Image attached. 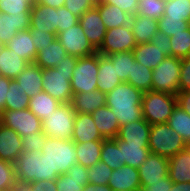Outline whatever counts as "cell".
Returning <instances> with one entry per match:
<instances>
[{"mask_svg":"<svg viewBox=\"0 0 190 191\" xmlns=\"http://www.w3.org/2000/svg\"><path fill=\"white\" fill-rule=\"evenodd\" d=\"M6 95L5 110H23L28 108L30 97L23 93L20 84L15 79L10 81Z\"/></svg>","mask_w":190,"mask_h":191,"instance_id":"f35d334b","label":"cell"},{"mask_svg":"<svg viewBox=\"0 0 190 191\" xmlns=\"http://www.w3.org/2000/svg\"><path fill=\"white\" fill-rule=\"evenodd\" d=\"M78 57L66 54L58 66L42 69L43 91L60 103H70L72 99L71 77Z\"/></svg>","mask_w":190,"mask_h":191,"instance_id":"7a4b0ae2","label":"cell"},{"mask_svg":"<svg viewBox=\"0 0 190 191\" xmlns=\"http://www.w3.org/2000/svg\"><path fill=\"white\" fill-rule=\"evenodd\" d=\"M171 56L182 59L190 56V28L170 37Z\"/></svg>","mask_w":190,"mask_h":191,"instance_id":"60d3db41","label":"cell"},{"mask_svg":"<svg viewBox=\"0 0 190 191\" xmlns=\"http://www.w3.org/2000/svg\"><path fill=\"white\" fill-rule=\"evenodd\" d=\"M41 153L45 154V159L49 164V176L65 174L77 163L76 147L73 140H64L47 136Z\"/></svg>","mask_w":190,"mask_h":191,"instance_id":"3957f363","label":"cell"},{"mask_svg":"<svg viewBox=\"0 0 190 191\" xmlns=\"http://www.w3.org/2000/svg\"><path fill=\"white\" fill-rule=\"evenodd\" d=\"M31 12L5 14L0 12V46H6L18 31L30 28Z\"/></svg>","mask_w":190,"mask_h":191,"instance_id":"5bb4252c","label":"cell"},{"mask_svg":"<svg viewBox=\"0 0 190 191\" xmlns=\"http://www.w3.org/2000/svg\"><path fill=\"white\" fill-rule=\"evenodd\" d=\"M176 105V95L150 90L142 97L143 118L150 125L167 123Z\"/></svg>","mask_w":190,"mask_h":191,"instance_id":"277c9868","label":"cell"},{"mask_svg":"<svg viewBox=\"0 0 190 191\" xmlns=\"http://www.w3.org/2000/svg\"><path fill=\"white\" fill-rule=\"evenodd\" d=\"M119 148L121 149L122 165H128L134 168H139L150 154L148 145H134L128 144L120 140L118 137L114 138Z\"/></svg>","mask_w":190,"mask_h":191,"instance_id":"1f68e13d","label":"cell"},{"mask_svg":"<svg viewBox=\"0 0 190 191\" xmlns=\"http://www.w3.org/2000/svg\"><path fill=\"white\" fill-rule=\"evenodd\" d=\"M29 63L11 51L6 46H0V73L10 79H15Z\"/></svg>","mask_w":190,"mask_h":191,"instance_id":"83f0119b","label":"cell"},{"mask_svg":"<svg viewBox=\"0 0 190 191\" xmlns=\"http://www.w3.org/2000/svg\"><path fill=\"white\" fill-rule=\"evenodd\" d=\"M64 7L80 18L84 12L92 9L95 5L90 0H65Z\"/></svg>","mask_w":190,"mask_h":191,"instance_id":"f907efd6","label":"cell"},{"mask_svg":"<svg viewBox=\"0 0 190 191\" xmlns=\"http://www.w3.org/2000/svg\"><path fill=\"white\" fill-rule=\"evenodd\" d=\"M166 0H139L138 1V15L161 19L164 15Z\"/></svg>","mask_w":190,"mask_h":191,"instance_id":"7bdbcfd3","label":"cell"},{"mask_svg":"<svg viewBox=\"0 0 190 191\" xmlns=\"http://www.w3.org/2000/svg\"><path fill=\"white\" fill-rule=\"evenodd\" d=\"M12 79L5 76H0V115L5 110L6 95H8V88Z\"/></svg>","mask_w":190,"mask_h":191,"instance_id":"6f0895ef","label":"cell"},{"mask_svg":"<svg viewBox=\"0 0 190 191\" xmlns=\"http://www.w3.org/2000/svg\"><path fill=\"white\" fill-rule=\"evenodd\" d=\"M138 1L139 0H103L102 3L118 6L124 12L134 16L138 13Z\"/></svg>","mask_w":190,"mask_h":191,"instance_id":"11a10c76","label":"cell"},{"mask_svg":"<svg viewBox=\"0 0 190 191\" xmlns=\"http://www.w3.org/2000/svg\"><path fill=\"white\" fill-rule=\"evenodd\" d=\"M32 39L34 40L33 44L35 45L37 52L41 50L42 47H45L46 45H50V43L53 42V40L56 39V33H50L47 31H39L30 29Z\"/></svg>","mask_w":190,"mask_h":191,"instance_id":"816d5d0a","label":"cell"},{"mask_svg":"<svg viewBox=\"0 0 190 191\" xmlns=\"http://www.w3.org/2000/svg\"><path fill=\"white\" fill-rule=\"evenodd\" d=\"M187 144L167 123L151 125L148 148L150 153L166 158L175 156L185 149Z\"/></svg>","mask_w":190,"mask_h":191,"instance_id":"5b68a950","label":"cell"},{"mask_svg":"<svg viewBox=\"0 0 190 191\" xmlns=\"http://www.w3.org/2000/svg\"><path fill=\"white\" fill-rule=\"evenodd\" d=\"M47 139V135L42 133H33L29 136L22 137L23 151H41Z\"/></svg>","mask_w":190,"mask_h":191,"instance_id":"681fc988","label":"cell"},{"mask_svg":"<svg viewBox=\"0 0 190 191\" xmlns=\"http://www.w3.org/2000/svg\"><path fill=\"white\" fill-rule=\"evenodd\" d=\"M35 0H0V12L5 14H20L31 12Z\"/></svg>","mask_w":190,"mask_h":191,"instance_id":"bcb514c9","label":"cell"},{"mask_svg":"<svg viewBox=\"0 0 190 191\" xmlns=\"http://www.w3.org/2000/svg\"><path fill=\"white\" fill-rule=\"evenodd\" d=\"M164 15L189 22L190 0H166Z\"/></svg>","mask_w":190,"mask_h":191,"instance_id":"b9f144b4","label":"cell"},{"mask_svg":"<svg viewBox=\"0 0 190 191\" xmlns=\"http://www.w3.org/2000/svg\"><path fill=\"white\" fill-rule=\"evenodd\" d=\"M152 90L176 95L179 92L180 59L170 56L152 70Z\"/></svg>","mask_w":190,"mask_h":191,"instance_id":"9c48e42d","label":"cell"},{"mask_svg":"<svg viewBox=\"0 0 190 191\" xmlns=\"http://www.w3.org/2000/svg\"><path fill=\"white\" fill-rule=\"evenodd\" d=\"M57 191H83L88 183L87 168L74 164L65 174L55 179Z\"/></svg>","mask_w":190,"mask_h":191,"instance_id":"d6986e66","label":"cell"},{"mask_svg":"<svg viewBox=\"0 0 190 191\" xmlns=\"http://www.w3.org/2000/svg\"><path fill=\"white\" fill-rule=\"evenodd\" d=\"M137 45L132 27L127 24L122 27L108 29L97 52L107 56L112 53L132 51Z\"/></svg>","mask_w":190,"mask_h":191,"instance_id":"8fae6325","label":"cell"},{"mask_svg":"<svg viewBox=\"0 0 190 191\" xmlns=\"http://www.w3.org/2000/svg\"><path fill=\"white\" fill-rule=\"evenodd\" d=\"M99 53L78 58L71 77L73 94L97 90Z\"/></svg>","mask_w":190,"mask_h":191,"instance_id":"ba28073f","label":"cell"},{"mask_svg":"<svg viewBox=\"0 0 190 191\" xmlns=\"http://www.w3.org/2000/svg\"><path fill=\"white\" fill-rule=\"evenodd\" d=\"M179 91H190V56L180 59Z\"/></svg>","mask_w":190,"mask_h":191,"instance_id":"f5cc1de1","label":"cell"},{"mask_svg":"<svg viewBox=\"0 0 190 191\" xmlns=\"http://www.w3.org/2000/svg\"><path fill=\"white\" fill-rule=\"evenodd\" d=\"M94 123L104 139L116 138L120 126L111 108L102 106L91 113Z\"/></svg>","mask_w":190,"mask_h":191,"instance_id":"cb8c5ba5","label":"cell"},{"mask_svg":"<svg viewBox=\"0 0 190 191\" xmlns=\"http://www.w3.org/2000/svg\"><path fill=\"white\" fill-rule=\"evenodd\" d=\"M23 93L29 97L39 94L43 91L42 86V68L36 63H29L26 68L15 78Z\"/></svg>","mask_w":190,"mask_h":191,"instance_id":"7402d4cb","label":"cell"},{"mask_svg":"<svg viewBox=\"0 0 190 191\" xmlns=\"http://www.w3.org/2000/svg\"><path fill=\"white\" fill-rule=\"evenodd\" d=\"M170 191H190V182L173 183Z\"/></svg>","mask_w":190,"mask_h":191,"instance_id":"e7e4bbea","label":"cell"},{"mask_svg":"<svg viewBox=\"0 0 190 191\" xmlns=\"http://www.w3.org/2000/svg\"><path fill=\"white\" fill-rule=\"evenodd\" d=\"M150 42L161 49H167V52L171 55L170 37L162 31L158 30Z\"/></svg>","mask_w":190,"mask_h":191,"instance_id":"9f6ffc18","label":"cell"},{"mask_svg":"<svg viewBox=\"0 0 190 191\" xmlns=\"http://www.w3.org/2000/svg\"><path fill=\"white\" fill-rule=\"evenodd\" d=\"M56 38L69 55L80 58L97 52L85 36L80 23L58 32Z\"/></svg>","mask_w":190,"mask_h":191,"instance_id":"7c38bea8","label":"cell"},{"mask_svg":"<svg viewBox=\"0 0 190 191\" xmlns=\"http://www.w3.org/2000/svg\"><path fill=\"white\" fill-rule=\"evenodd\" d=\"M168 176L173 183L190 182V149L188 147L169 158Z\"/></svg>","mask_w":190,"mask_h":191,"instance_id":"4316f807","label":"cell"},{"mask_svg":"<svg viewBox=\"0 0 190 191\" xmlns=\"http://www.w3.org/2000/svg\"><path fill=\"white\" fill-rule=\"evenodd\" d=\"M167 124L182 136L187 145L190 144V115L186 111L176 105Z\"/></svg>","mask_w":190,"mask_h":191,"instance_id":"8d00e7d4","label":"cell"},{"mask_svg":"<svg viewBox=\"0 0 190 191\" xmlns=\"http://www.w3.org/2000/svg\"><path fill=\"white\" fill-rule=\"evenodd\" d=\"M83 191H113L109 185H95L87 183Z\"/></svg>","mask_w":190,"mask_h":191,"instance_id":"6125c7cd","label":"cell"},{"mask_svg":"<svg viewBox=\"0 0 190 191\" xmlns=\"http://www.w3.org/2000/svg\"><path fill=\"white\" fill-rule=\"evenodd\" d=\"M106 94L97 90L73 94L71 106L76 113H89L96 111L98 108L105 106Z\"/></svg>","mask_w":190,"mask_h":191,"instance_id":"d4e9b609","label":"cell"},{"mask_svg":"<svg viewBox=\"0 0 190 191\" xmlns=\"http://www.w3.org/2000/svg\"><path fill=\"white\" fill-rule=\"evenodd\" d=\"M95 7L99 10V14L107 30L125 26L132 21L133 15L124 12L118 6L101 2L95 5Z\"/></svg>","mask_w":190,"mask_h":191,"instance_id":"f546056e","label":"cell"},{"mask_svg":"<svg viewBox=\"0 0 190 191\" xmlns=\"http://www.w3.org/2000/svg\"><path fill=\"white\" fill-rule=\"evenodd\" d=\"M152 75V69L143 66L141 63L134 60L132 62V70L128 76L127 83L145 93L152 90Z\"/></svg>","mask_w":190,"mask_h":191,"instance_id":"d590c367","label":"cell"},{"mask_svg":"<svg viewBox=\"0 0 190 191\" xmlns=\"http://www.w3.org/2000/svg\"><path fill=\"white\" fill-rule=\"evenodd\" d=\"M130 25L138 44L150 42L158 31L157 19L140 16L138 14L132 17Z\"/></svg>","mask_w":190,"mask_h":191,"instance_id":"d6a6232c","label":"cell"},{"mask_svg":"<svg viewBox=\"0 0 190 191\" xmlns=\"http://www.w3.org/2000/svg\"><path fill=\"white\" fill-rule=\"evenodd\" d=\"M75 114L70 103H61L46 120L42 121L43 133L51 138L71 140Z\"/></svg>","mask_w":190,"mask_h":191,"instance_id":"52a82bcc","label":"cell"},{"mask_svg":"<svg viewBox=\"0 0 190 191\" xmlns=\"http://www.w3.org/2000/svg\"><path fill=\"white\" fill-rule=\"evenodd\" d=\"M60 105L61 103L58 100L54 99L47 92L41 91L39 94L30 97L28 108L41 121H44Z\"/></svg>","mask_w":190,"mask_h":191,"instance_id":"836d02e7","label":"cell"},{"mask_svg":"<svg viewBox=\"0 0 190 191\" xmlns=\"http://www.w3.org/2000/svg\"><path fill=\"white\" fill-rule=\"evenodd\" d=\"M16 177L25 182L55 180L59 176H49V164L41 151H22L15 163Z\"/></svg>","mask_w":190,"mask_h":191,"instance_id":"8992f818","label":"cell"},{"mask_svg":"<svg viewBox=\"0 0 190 191\" xmlns=\"http://www.w3.org/2000/svg\"><path fill=\"white\" fill-rule=\"evenodd\" d=\"M113 62V67L121 82H127L132 70V62L135 60L132 51L117 52L107 55Z\"/></svg>","mask_w":190,"mask_h":191,"instance_id":"ab89813d","label":"cell"},{"mask_svg":"<svg viewBox=\"0 0 190 191\" xmlns=\"http://www.w3.org/2000/svg\"><path fill=\"white\" fill-rule=\"evenodd\" d=\"M71 140L75 143H84L94 140H104V138L99 133L91 114L76 113Z\"/></svg>","mask_w":190,"mask_h":191,"instance_id":"44dd1931","label":"cell"},{"mask_svg":"<svg viewBox=\"0 0 190 191\" xmlns=\"http://www.w3.org/2000/svg\"><path fill=\"white\" fill-rule=\"evenodd\" d=\"M176 100L177 105L190 115V91H179Z\"/></svg>","mask_w":190,"mask_h":191,"instance_id":"91938a15","label":"cell"},{"mask_svg":"<svg viewBox=\"0 0 190 191\" xmlns=\"http://www.w3.org/2000/svg\"><path fill=\"white\" fill-rule=\"evenodd\" d=\"M66 54V50L56 38L50 45L42 47L41 50L37 52L34 63L42 69L54 68L61 63Z\"/></svg>","mask_w":190,"mask_h":191,"instance_id":"4dcf8cb0","label":"cell"},{"mask_svg":"<svg viewBox=\"0 0 190 191\" xmlns=\"http://www.w3.org/2000/svg\"><path fill=\"white\" fill-rule=\"evenodd\" d=\"M97 89L107 94L121 83L113 67V62L108 56L99 54Z\"/></svg>","mask_w":190,"mask_h":191,"instance_id":"f1b7e54d","label":"cell"},{"mask_svg":"<svg viewBox=\"0 0 190 191\" xmlns=\"http://www.w3.org/2000/svg\"><path fill=\"white\" fill-rule=\"evenodd\" d=\"M79 23L89 42L98 50L103 43L107 31L99 10L96 7L87 10L80 16Z\"/></svg>","mask_w":190,"mask_h":191,"instance_id":"4fadbf2b","label":"cell"},{"mask_svg":"<svg viewBox=\"0 0 190 191\" xmlns=\"http://www.w3.org/2000/svg\"><path fill=\"white\" fill-rule=\"evenodd\" d=\"M113 169L103 161L87 168L88 183L95 185H108Z\"/></svg>","mask_w":190,"mask_h":191,"instance_id":"ee69618b","label":"cell"},{"mask_svg":"<svg viewBox=\"0 0 190 191\" xmlns=\"http://www.w3.org/2000/svg\"><path fill=\"white\" fill-rule=\"evenodd\" d=\"M11 189L13 191H32V182H25L17 179Z\"/></svg>","mask_w":190,"mask_h":191,"instance_id":"94428289","label":"cell"},{"mask_svg":"<svg viewBox=\"0 0 190 191\" xmlns=\"http://www.w3.org/2000/svg\"><path fill=\"white\" fill-rule=\"evenodd\" d=\"M94 5L100 4L103 0H90Z\"/></svg>","mask_w":190,"mask_h":191,"instance_id":"03108f58","label":"cell"},{"mask_svg":"<svg viewBox=\"0 0 190 191\" xmlns=\"http://www.w3.org/2000/svg\"><path fill=\"white\" fill-rule=\"evenodd\" d=\"M189 28L190 24L188 21L170 18L165 15H163L162 18L158 20V30L162 31L169 37L174 36V34H178L179 32Z\"/></svg>","mask_w":190,"mask_h":191,"instance_id":"f6af8a7d","label":"cell"},{"mask_svg":"<svg viewBox=\"0 0 190 191\" xmlns=\"http://www.w3.org/2000/svg\"><path fill=\"white\" fill-rule=\"evenodd\" d=\"M140 182H156L169 177V159L150 153L143 164L138 168Z\"/></svg>","mask_w":190,"mask_h":191,"instance_id":"2e32d148","label":"cell"},{"mask_svg":"<svg viewBox=\"0 0 190 191\" xmlns=\"http://www.w3.org/2000/svg\"><path fill=\"white\" fill-rule=\"evenodd\" d=\"M29 29L57 34V9L34 2Z\"/></svg>","mask_w":190,"mask_h":191,"instance_id":"ac0fdd59","label":"cell"},{"mask_svg":"<svg viewBox=\"0 0 190 191\" xmlns=\"http://www.w3.org/2000/svg\"><path fill=\"white\" fill-rule=\"evenodd\" d=\"M151 125L144 119L120 126L118 138L128 144L148 145Z\"/></svg>","mask_w":190,"mask_h":191,"instance_id":"ffe728a7","label":"cell"},{"mask_svg":"<svg viewBox=\"0 0 190 191\" xmlns=\"http://www.w3.org/2000/svg\"><path fill=\"white\" fill-rule=\"evenodd\" d=\"M108 185L113 191H141V182L137 168L123 165L114 169Z\"/></svg>","mask_w":190,"mask_h":191,"instance_id":"9a60e30c","label":"cell"},{"mask_svg":"<svg viewBox=\"0 0 190 191\" xmlns=\"http://www.w3.org/2000/svg\"><path fill=\"white\" fill-rule=\"evenodd\" d=\"M143 92L127 82H121L106 94L105 105L113 111L118 119L119 126L143 118Z\"/></svg>","mask_w":190,"mask_h":191,"instance_id":"6da1fadb","label":"cell"},{"mask_svg":"<svg viewBox=\"0 0 190 191\" xmlns=\"http://www.w3.org/2000/svg\"><path fill=\"white\" fill-rule=\"evenodd\" d=\"M0 123L16 131L21 137L42 133V121L29 108L23 110H4Z\"/></svg>","mask_w":190,"mask_h":191,"instance_id":"30bf717a","label":"cell"},{"mask_svg":"<svg viewBox=\"0 0 190 191\" xmlns=\"http://www.w3.org/2000/svg\"><path fill=\"white\" fill-rule=\"evenodd\" d=\"M134 59L150 69H155L166 57L171 55L151 42L139 43L133 50Z\"/></svg>","mask_w":190,"mask_h":191,"instance_id":"603a6c76","label":"cell"},{"mask_svg":"<svg viewBox=\"0 0 190 191\" xmlns=\"http://www.w3.org/2000/svg\"><path fill=\"white\" fill-rule=\"evenodd\" d=\"M79 23V17L73 15L67 8H57V33L62 32Z\"/></svg>","mask_w":190,"mask_h":191,"instance_id":"c3c4849f","label":"cell"},{"mask_svg":"<svg viewBox=\"0 0 190 191\" xmlns=\"http://www.w3.org/2000/svg\"><path fill=\"white\" fill-rule=\"evenodd\" d=\"M100 161H103L113 170L123 166L121 149L119 148L118 143L114 138L103 140Z\"/></svg>","mask_w":190,"mask_h":191,"instance_id":"74e56055","label":"cell"},{"mask_svg":"<svg viewBox=\"0 0 190 191\" xmlns=\"http://www.w3.org/2000/svg\"><path fill=\"white\" fill-rule=\"evenodd\" d=\"M173 181L169 177L156 182H141V191H170Z\"/></svg>","mask_w":190,"mask_h":191,"instance_id":"db71d44e","label":"cell"},{"mask_svg":"<svg viewBox=\"0 0 190 191\" xmlns=\"http://www.w3.org/2000/svg\"><path fill=\"white\" fill-rule=\"evenodd\" d=\"M35 2L45 6H51L57 9L61 6H64L65 0H35Z\"/></svg>","mask_w":190,"mask_h":191,"instance_id":"be15d7a7","label":"cell"},{"mask_svg":"<svg viewBox=\"0 0 190 191\" xmlns=\"http://www.w3.org/2000/svg\"><path fill=\"white\" fill-rule=\"evenodd\" d=\"M103 140L75 143L77 163L88 168L100 161Z\"/></svg>","mask_w":190,"mask_h":191,"instance_id":"e575fe53","label":"cell"},{"mask_svg":"<svg viewBox=\"0 0 190 191\" xmlns=\"http://www.w3.org/2000/svg\"><path fill=\"white\" fill-rule=\"evenodd\" d=\"M22 137L13 129L0 123V159L15 163L23 151Z\"/></svg>","mask_w":190,"mask_h":191,"instance_id":"e0dca14e","label":"cell"},{"mask_svg":"<svg viewBox=\"0 0 190 191\" xmlns=\"http://www.w3.org/2000/svg\"><path fill=\"white\" fill-rule=\"evenodd\" d=\"M32 191H57L55 180H39L32 182Z\"/></svg>","mask_w":190,"mask_h":191,"instance_id":"680465c9","label":"cell"},{"mask_svg":"<svg viewBox=\"0 0 190 191\" xmlns=\"http://www.w3.org/2000/svg\"><path fill=\"white\" fill-rule=\"evenodd\" d=\"M30 29L18 31L6 47L14 51L18 56L25 59L28 63H33L37 56V49L33 44Z\"/></svg>","mask_w":190,"mask_h":191,"instance_id":"484cf974","label":"cell"},{"mask_svg":"<svg viewBox=\"0 0 190 191\" xmlns=\"http://www.w3.org/2000/svg\"><path fill=\"white\" fill-rule=\"evenodd\" d=\"M16 180L14 163L0 159V191L10 190Z\"/></svg>","mask_w":190,"mask_h":191,"instance_id":"7dc6e473","label":"cell"}]
</instances>
